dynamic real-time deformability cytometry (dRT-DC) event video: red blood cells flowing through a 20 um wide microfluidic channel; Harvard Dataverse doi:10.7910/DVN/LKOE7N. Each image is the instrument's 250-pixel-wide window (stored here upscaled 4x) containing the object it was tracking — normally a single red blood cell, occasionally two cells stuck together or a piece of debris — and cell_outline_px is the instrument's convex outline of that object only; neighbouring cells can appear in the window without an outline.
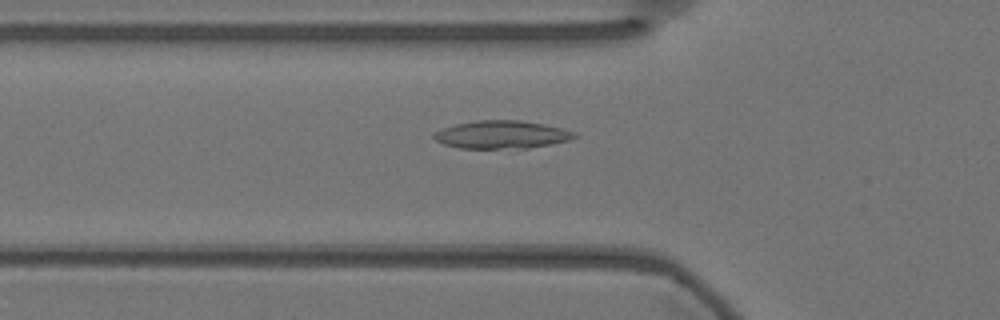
{"species": "Egyptian fruit bat (a non-hibernating species)", "species_latin": "Rousettus aegyptiacus", "temperature_condition": "warm", "stored_images_in_passage": 36, "camera_frame_rate_fps": 3000, "um_per_image_px": 0.085, "animal": {"sex": "female"}, "frame": {"image": 1, "passage_image": 2, "time_ms": 0.333, "image_size_px": [1000, 320], "cell_outline_px": [[580, 136], [568, 140], [528, 148], [460, 148], [444, 144], [436, 140], [432, 136], [436, 132], [444, 128], [456, 124], [480, 120], [520, 120], [544, 124], [576, 132]], "centroid_in_image_um": [42.67, 11.44], "position_along_channel_um": 83.1, "area_um2": 22.6}}
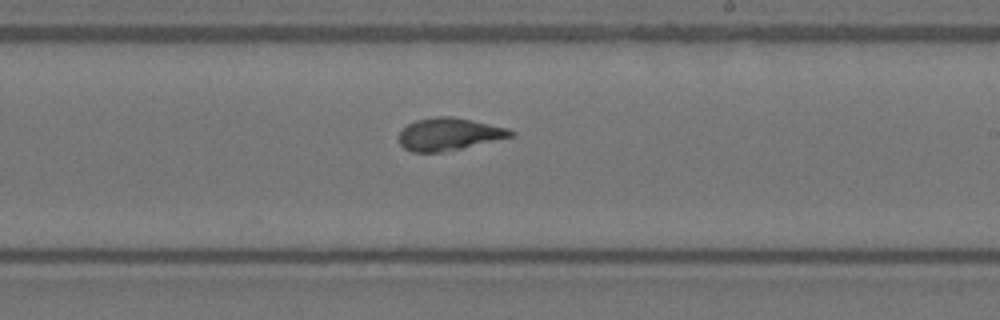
{"frame": {"image": 2, "passage_image": 16, "time_ms": 5.0, "image_size_px": [1000, 320], "cell_outline_px": [[516, 132], [512, 136], [460, 148], [440, 152], [412, 152], [404, 148], [400, 144], [400, 132], [408, 124], [416, 120], [436, 116], [452, 116], [472, 120], [508, 128]], "centroid_in_image_um": [38.15, 11.39], "position_along_channel_um": 250.9, "area_um2": 20.81}}
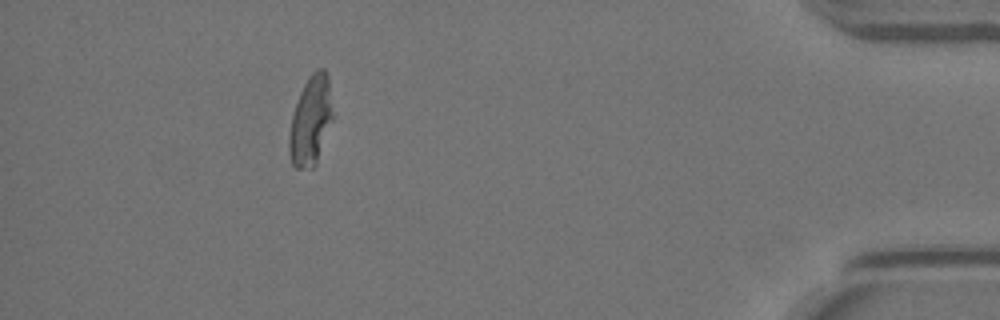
{"frame": {"image": 3, "passage_image": 34, "time_ms": 11.0, "image_size_px": [1000, 320], "cell_outline_px": [[332, 120], [316, 164], [312, 168], [296, 168], [292, 164], [288, 152], [288, 136], [292, 116], [300, 92], [308, 76], [316, 68], [324, 68], [328, 76], [332, 112]], "centroid_in_image_um": [26.39, 10.26], "position_along_channel_um": 408.8, "area_um2": 22.6}}